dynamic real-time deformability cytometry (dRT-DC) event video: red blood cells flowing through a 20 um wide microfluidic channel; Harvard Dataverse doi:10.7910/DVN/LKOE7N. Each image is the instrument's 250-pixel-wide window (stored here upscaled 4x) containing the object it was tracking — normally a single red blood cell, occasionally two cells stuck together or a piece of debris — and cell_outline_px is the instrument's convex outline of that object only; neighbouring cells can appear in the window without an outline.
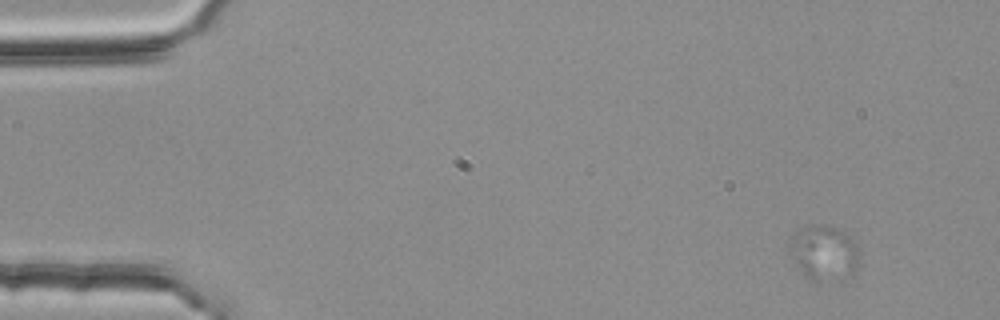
{"species": "common noctule bat (a hibernating species)", "species_latin": "Nyctalus noctula", "temperature_condition": "room temperature", "stored_images_in_passage": 4, "camera_frame_rate_fps": 3000, "um_per_image_px": 0.085, "animal": {"sex": "female", "body_mass_g": 25.1}, "frame": {"image": 1, "passage_image": 2, "time_ms": 0.333, "image_size_px": [1000, 320], "cell_outline_px": [[856, 268], [852, 276], [844, 280], [812, 280], [804, 276], [788, 252], [788, 244], [792, 236], [800, 228], [812, 224], [836, 228], [844, 232], [856, 244]], "centroid_in_image_um": [69.98, 21.5], "position_along_channel_um": 15.0, "area_um2": 22.2}}
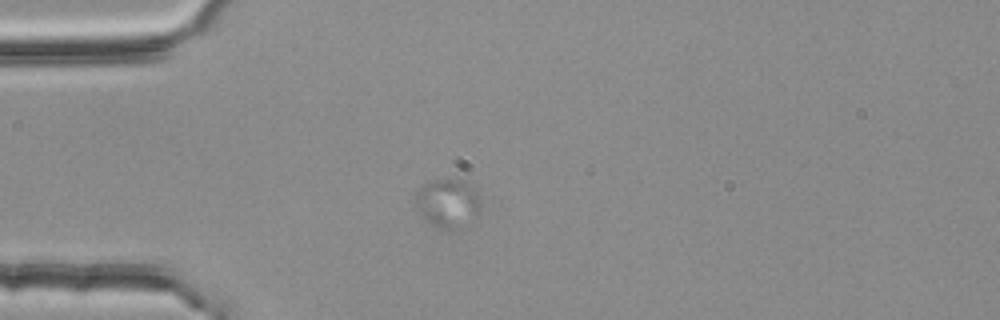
{"frame": {"image": 2, "passage_image": 4, "time_ms": 1.0, "image_size_px": [1000, 320], "cell_outline_px": [[480, 212], [476, 216], [448, 228], [440, 228], [432, 224], [416, 208], [416, 192], [424, 184], [440, 180], [460, 180], [476, 192], [480, 200]], "centroid_in_image_um": [38.03, 17.23], "position_along_channel_um": 47.0, "area_um2": 17.22}}